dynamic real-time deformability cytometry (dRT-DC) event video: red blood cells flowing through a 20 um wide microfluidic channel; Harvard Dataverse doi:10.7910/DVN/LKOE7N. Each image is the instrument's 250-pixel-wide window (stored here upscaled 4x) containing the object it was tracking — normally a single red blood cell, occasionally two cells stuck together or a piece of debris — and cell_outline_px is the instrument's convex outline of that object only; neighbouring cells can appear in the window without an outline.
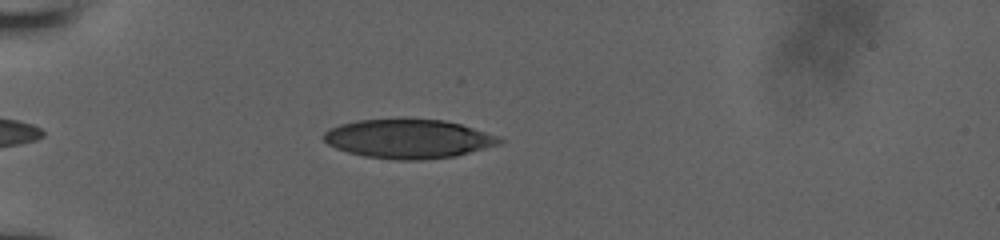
{"species": "human", "species_latin": "Homo sapiens", "temperature_condition": "room temperature", "stored_images_in_passage": 29, "camera_frame_rate_fps": 3000, "um_per_image_px": 0.085, "donor": {"sex": "male"}, "frame": {"image": 1, "passage_image": 4, "time_ms": 1.333, "image_size_px": [1000, 240], "cell_outline_px": [[504, 140], [500, 144], [456, 156], [424, 160], [396, 160], [364, 156], [348, 152], [336, 148], [328, 144], [320, 136], [328, 128], [340, 124], [356, 120], [404, 116], [444, 120], [460, 124], [500, 136]], "centroid_in_image_um": [34.69, 11.76], "position_along_channel_um": 50.3, "area_um2": 41.21}}
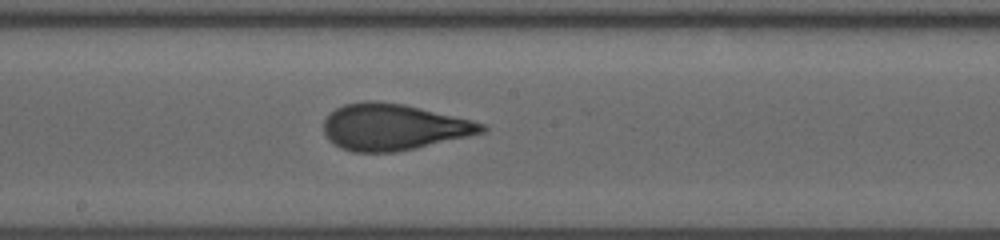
{"frame": {"image": 2, "passage_image": 16, "time_ms": 6.333, "image_size_px": [1000, 240], "cell_outline_px": [[488, 128], [484, 132], [468, 136], [416, 148], [396, 152], [352, 152], [340, 148], [328, 140], [324, 132], [324, 120], [336, 108], [344, 104], [364, 100], [376, 100], [404, 104], [484, 124]], "centroid_in_image_um": [33.38, 10.8], "position_along_channel_um": 214.8, "area_um2": 42.43}}
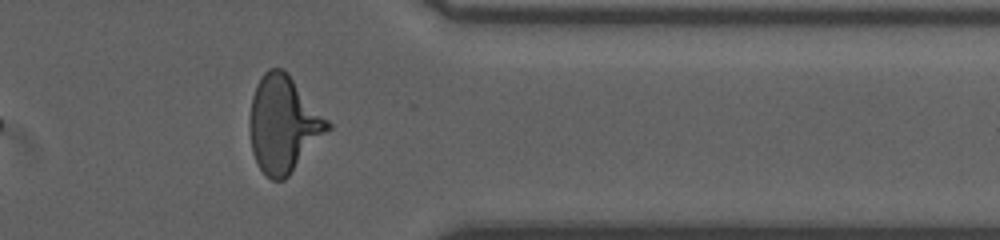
{"frame": {"image": 3, "passage_image": 25, "time_ms": 11.0, "image_size_px": [1000, 240], "cell_outline_px": [[332, 128], [288, 176], [284, 180], [272, 180], [264, 176], [256, 164], [252, 152], [248, 128], [248, 120], [252, 96], [256, 84], [264, 72], [268, 68], [284, 68], [288, 72], [332, 124]], "centroid_in_image_um": [24.07, 10.56], "position_along_channel_um": 387.3, "area_um2": 44.51}, "authors_computed_cell_mechanics": {"area_um2": 41.7894, "velocity_mm_per_s": 3.8572, "shape_relaxation_time_tau1_ms": 4.4358, "shape_relaxation_time_tau2_ms": 0.8738, "deformation_change_tau1": 0.1768, "deformation_change_tau2": 0.0843}}